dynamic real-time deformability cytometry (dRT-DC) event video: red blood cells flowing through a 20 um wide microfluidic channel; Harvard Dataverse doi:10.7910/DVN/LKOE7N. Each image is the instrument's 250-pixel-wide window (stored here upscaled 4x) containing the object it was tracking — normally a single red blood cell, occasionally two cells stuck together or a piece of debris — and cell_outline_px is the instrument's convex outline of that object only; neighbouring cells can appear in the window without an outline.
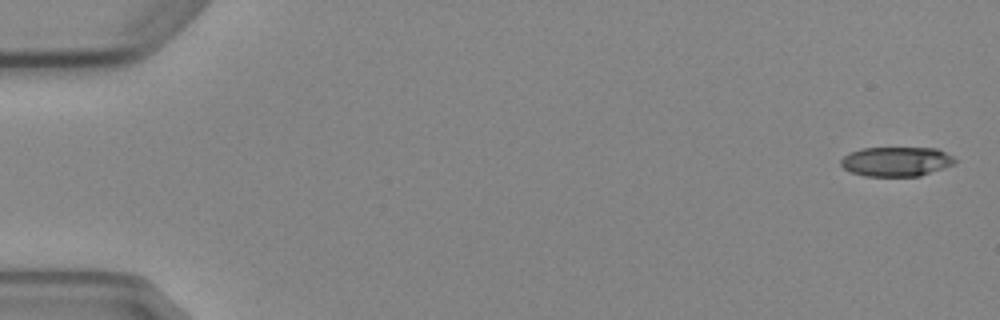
{"species": "Egyptian fruit bat (a non-hibernating species)", "species_latin": "Rousettus aegyptiacus", "temperature_condition": "cold", "stored_images_in_passage": 7, "camera_frame_rate_fps": 3000, "um_per_image_px": 0.085, "animal": {"sex": "female"}, "frame": {"image": 1, "passage_image": 1, "time_ms": 0.0, "image_size_px": [1000, 320], "cell_outline_px": [[956, 164], [920, 176], [864, 176], [852, 172], [844, 168], [840, 164], [840, 160], [848, 152], [864, 148], [936, 148], [952, 156], [956, 160]], "centroid_in_image_um": [76.18, 13.73], "position_along_channel_um": 8.8, "area_um2": 19.65}}
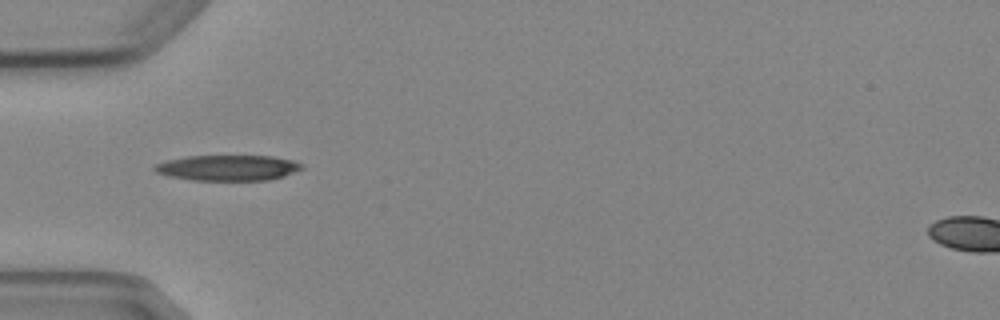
{"frame": {"image": 2, "passage_image": 5, "time_ms": 5.333, "image_size_px": [1000, 320], "cell_outline_px": [[304, 168], [284, 176], [268, 180], [192, 180], [168, 176], [156, 172], [152, 168], [156, 164], [168, 160], [188, 156], [272, 156], [292, 160], [304, 164]], "centroid_in_image_um": [19.39, 14.26], "position_along_channel_um": 65.6, "area_um2": 21.91}}
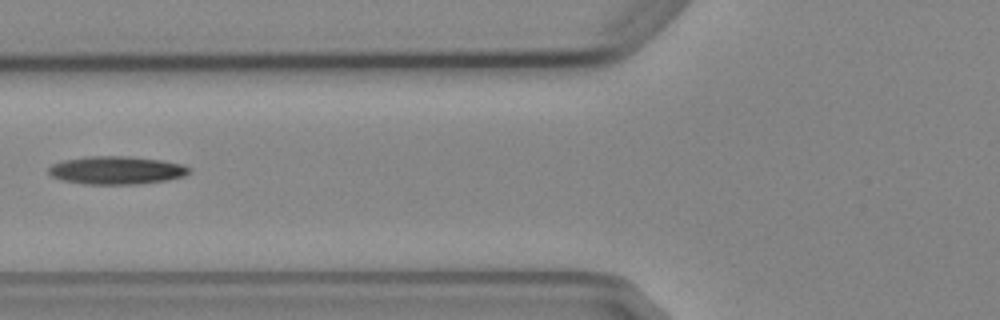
{"frame": {"image": 3, "passage_image": 6, "time_ms": 6.667, "image_size_px": [1000, 320], "cell_outline_px": [[192, 172], [184, 176], [168, 180], [136, 184], [84, 184], [60, 180], [52, 176], [48, 172], [48, 168], [52, 164], [64, 160], [84, 156], [128, 156], [160, 160], [184, 164], [192, 168]], "centroid_in_image_um": [9.92, 14.47], "position_along_channel_um": 115.9, "area_um2": 23.24}}